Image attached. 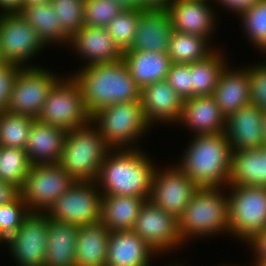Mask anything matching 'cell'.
<instances>
[{
	"instance_id": "cell-51",
	"label": "cell",
	"mask_w": 266,
	"mask_h": 266,
	"mask_svg": "<svg viewBox=\"0 0 266 266\" xmlns=\"http://www.w3.org/2000/svg\"><path fill=\"white\" fill-rule=\"evenodd\" d=\"M7 240L5 239V237L0 233V244L1 243H5L6 244Z\"/></svg>"
},
{
	"instance_id": "cell-43",
	"label": "cell",
	"mask_w": 266,
	"mask_h": 266,
	"mask_svg": "<svg viewBox=\"0 0 266 266\" xmlns=\"http://www.w3.org/2000/svg\"><path fill=\"white\" fill-rule=\"evenodd\" d=\"M247 244L250 245L255 257L251 266H260L266 261V229L256 234Z\"/></svg>"
},
{
	"instance_id": "cell-47",
	"label": "cell",
	"mask_w": 266,
	"mask_h": 266,
	"mask_svg": "<svg viewBox=\"0 0 266 266\" xmlns=\"http://www.w3.org/2000/svg\"><path fill=\"white\" fill-rule=\"evenodd\" d=\"M172 0H139L143 8H166Z\"/></svg>"
},
{
	"instance_id": "cell-38",
	"label": "cell",
	"mask_w": 266,
	"mask_h": 266,
	"mask_svg": "<svg viewBox=\"0 0 266 266\" xmlns=\"http://www.w3.org/2000/svg\"><path fill=\"white\" fill-rule=\"evenodd\" d=\"M121 10L113 0H84V25L106 28Z\"/></svg>"
},
{
	"instance_id": "cell-54",
	"label": "cell",
	"mask_w": 266,
	"mask_h": 266,
	"mask_svg": "<svg viewBox=\"0 0 266 266\" xmlns=\"http://www.w3.org/2000/svg\"><path fill=\"white\" fill-rule=\"evenodd\" d=\"M173 266V265H172ZM174 266H183V265H181L180 263L177 265L176 263H175V265Z\"/></svg>"
},
{
	"instance_id": "cell-45",
	"label": "cell",
	"mask_w": 266,
	"mask_h": 266,
	"mask_svg": "<svg viewBox=\"0 0 266 266\" xmlns=\"http://www.w3.org/2000/svg\"><path fill=\"white\" fill-rule=\"evenodd\" d=\"M19 195V188L11 183L0 181V206L12 202Z\"/></svg>"
},
{
	"instance_id": "cell-27",
	"label": "cell",
	"mask_w": 266,
	"mask_h": 266,
	"mask_svg": "<svg viewBox=\"0 0 266 266\" xmlns=\"http://www.w3.org/2000/svg\"><path fill=\"white\" fill-rule=\"evenodd\" d=\"M109 234L101 221L79 226L75 266H106Z\"/></svg>"
},
{
	"instance_id": "cell-14",
	"label": "cell",
	"mask_w": 266,
	"mask_h": 266,
	"mask_svg": "<svg viewBox=\"0 0 266 266\" xmlns=\"http://www.w3.org/2000/svg\"><path fill=\"white\" fill-rule=\"evenodd\" d=\"M132 230L158 255H164L168 250L172 252L184 245L179 233L178 219L149 200L141 206Z\"/></svg>"
},
{
	"instance_id": "cell-46",
	"label": "cell",
	"mask_w": 266,
	"mask_h": 266,
	"mask_svg": "<svg viewBox=\"0 0 266 266\" xmlns=\"http://www.w3.org/2000/svg\"><path fill=\"white\" fill-rule=\"evenodd\" d=\"M24 7V0H0L2 13H20Z\"/></svg>"
},
{
	"instance_id": "cell-1",
	"label": "cell",
	"mask_w": 266,
	"mask_h": 266,
	"mask_svg": "<svg viewBox=\"0 0 266 266\" xmlns=\"http://www.w3.org/2000/svg\"><path fill=\"white\" fill-rule=\"evenodd\" d=\"M73 74L79 83L83 102L90 116L109 105L140 100L141 88L131 77L123 59L84 66Z\"/></svg>"
},
{
	"instance_id": "cell-42",
	"label": "cell",
	"mask_w": 266,
	"mask_h": 266,
	"mask_svg": "<svg viewBox=\"0 0 266 266\" xmlns=\"http://www.w3.org/2000/svg\"><path fill=\"white\" fill-rule=\"evenodd\" d=\"M21 66L11 63L0 65V111H5L10 100L16 75Z\"/></svg>"
},
{
	"instance_id": "cell-41",
	"label": "cell",
	"mask_w": 266,
	"mask_h": 266,
	"mask_svg": "<svg viewBox=\"0 0 266 266\" xmlns=\"http://www.w3.org/2000/svg\"><path fill=\"white\" fill-rule=\"evenodd\" d=\"M166 80L184 100L191 98V64L172 63Z\"/></svg>"
},
{
	"instance_id": "cell-4",
	"label": "cell",
	"mask_w": 266,
	"mask_h": 266,
	"mask_svg": "<svg viewBox=\"0 0 266 266\" xmlns=\"http://www.w3.org/2000/svg\"><path fill=\"white\" fill-rule=\"evenodd\" d=\"M110 149L99 128L90 120L84 126L67 131L58 164L76 182H93Z\"/></svg>"
},
{
	"instance_id": "cell-52",
	"label": "cell",
	"mask_w": 266,
	"mask_h": 266,
	"mask_svg": "<svg viewBox=\"0 0 266 266\" xmlns=\"http://www.w3.org/2000/svg\"><path fill=\"white\" fill-rule=\"evenodd\" d=\"M3 63H5L2 59L1 53H0V65H2Z\"/></svg>"
},
{
	"instance_id": "cell-49",
	"label": "cell",
	"mask_w": 266,
	"mask_h": 266,
	"mask_svg": "<svg viewBox=\"0 0 266 266\" xmlns=\"http://www.w3.org/2000/svg\"><path fill=\"white\" fill-rule=\"evenodd\" d=\"M262 132H263V142H264V146H266V111L263 112Z\"/></svg>"
},
{
	"instance_id": "cell-33",
	"label": "cell",
	"mask_w": 266,
	"mask_h": 266,
	"mask_svg": "<svg viewBox=\"0 0 266 266\" xmlns=\"http://www.w3.org/2000/svg\"><path fill=\"white\" fill-rule=\"evenodd\" d=\"M35 120L30 116L0 111V146L25 149Z\"/></svg>"
},
{
	"instance_id": "cell-16",
	"label": "cell",
	"mask_w": 266,
	"mask_h": 266,
	"mask_svg": "<svg viewBox=\"0 0 266 266\" xmlns=\"http://www.w3.org/2000/svg\"><path fill=\"white\" fill-rule=\"evenodd\" d=\"M208 2V0H172L165 9L169 13L173 29L210 40L216 30L217 18H214L215 11Z\"/></svg>"
},
{
	"instance_id": "cell-25",
	"label": "cell",
	"mask_w": 266,
	"mask_h": 266,
	"mask_svg": "<svg viewBox=\"0 0 266 266\" xmlns=\"http://www.w3.org/2000/svg\"><path fill=\"white\" fill-rule=\"evenodd\" d=\"M129 68L131 77L143 87L167 79L171 59L167 53L127 50L122 58Z\"/></svg>"
},
{
	"instance_id": "cell-17",
	"label": "cell",
	"mask_w": 266,
	"mask_h": 266,
	"mask_svg": "<svg viewBox=\"0 0 266 266\" xmlns=\"http://www.w3.org/2000/svg\"><path fill=\"white\" fill-rule=\"evenodd\" d=\"M140 101L147 122L176 124L180 120L184 99L167 80L151 83L141 89ZM171 122V123H170Z\"/></svg>"
},
{
	"instance_id": "cell-31",
	"label": "cell",
	"mask_w": 266,
	"mask_h": 266,
	"mask_svg": "<svg viewBox=\"0 0 266 266\" xmlns=\"http://www.w3.org/2000/svg\"><path fill=\"white\" fill-rule=\"evenodd\" d=\"M209 39L173 30L167 54L172 63L191 64L201 61L215 51L209 46Z\"/></svg>"
},
{
	"instance_id": "cell-8",
	"label": "cell",
	"mask_w": 266,
	"mask_h": 266,
	"mask_svg": "<svg viewBox=\"0 0 266 266\" xmlns=\"http://www.w3.org/2000/svg\"><path fill=\"white\" fill-rule=\"evenodd\" d=\"M68 77H61L54 84L36 118L67 131L84 126L91 120L83 102L79 83L71 74Z\"/></svg>"
},
{
	"instance_id": "cell-28",
	"label": "cell",
	"mask_w": 266,
	"mask_h": 266,
	"mask_svg": "<svg viewBox=\"0 0 266 266\" xmlns=\"http://www.w3.org/2000/svg\"><path fill=\"white\" fill-rule=\"evenodd\" d=\"M228 184L266 187V146L232 151Z\"/></svg>"
},
{
	"instance_id": "cell-12",
	"label": "cell",
	"mask_w": 266,
	"mask_h": 266,
	"mask_svg": "<svg viewBox=\"0 0 266 266\" xmlns=\"http://www.w3.org/2000/svg\"><path fill=\"white\" fill-rule=\"evenodd\" d=\"M45 47L21 13H0V53L5 63L30 67L27 61Z\"/></svg>"
},
{
	"instance_id": "cell-11",
	"label": "cell",
	"mask_w": 266,
	"mask_h": 266,
	"mask_svg": "<svg viewBox=\"0 0 266 266\" xmlns=\"http://www.w3.org/2000/svg\"><path fill=\"white\" fill-rule=\"evenodd\" d=\"M52 71L37 66L21 67L5 111L37 118L54 84L60 79Z\"/></svg>"
},
{
	"instance_id": "cell-7",
	"label": "cell",
	"mask_w": 266,
	"mask_h": 266,
	"mask_svg": "<svg viewBox=\"0 0 266 266\" xmlns=\"http://www.w3.org/2000/svg\"><path fill=\"white\" fill-rule=\"evenodd\" d=\"M229 233L244 243L266 229V187L227 185Z\"/></svg>"
},
{
	"instance_id": "cell-37",
	"label": "cell",
	"mask_w": 266,
	"mask_h": 266,
	"mask_svg": "<svg viewBox=\"0 0 266 266\" xmlns=\"http://www.w3.org/2000/svg\"><path fill=\"white\" fill-rule=\"evenodd\" d=\"M51 4L69 38L84 26V0H51Z\"/></svg>"
},
{
	"instance_id": "cell-44",
	"label": "cell",
	"mask_w": 266,
	"mask_h": 266,
	"mask_svg": "<svg viewBox=\"0 0 266 266\" xmlns=\"http://www.w3.org/2000/svg\"><path fill=\"white\" fill-rule=\"evenodd\" d=\"M217 4L226 7L228 11L235 12L236 15H239L242 11L248 9L249 7L253 6L260 0H213Z\"/></svg>"
},
{
	"instance_id": "cell-23",
	"label": "cell",
	"mask_w": 266,
	"mask_h": 266,
	"mask_svg": "<svg viewBox=\"0 0 266 266\" xmlns=\"http://www.w3.org/2000/svg\"><path fill=\"white\" fill-rule=\"evenodd\" d=\"M67 130L35 120L29 132L26 153L32 165L59 163Z\"/></svg>"
},
{
	"instance_id": "cell-40",
	"label": "cell",
	"mask_w": 266,
	"mask_h": 266,
	"mask_svg": "<svg viewBox=\"0 0 266 266\" xmlns=\"http://www.w3.org/2000/svg\"><path fill=\"white\" fill-rule=\"evenodd\" d=\"M263 62V63H262ZM249 65L250 100L261 111H266V61Z\"/></svg>"
},
{
	"instance_id": "cell-3",
	"label": "cell",
	"mask_w": 266,
	"mask_h": 266,
	"mask_svg": "<svg viewBox=\"0 0 266 266\" xmlns=\"http://www.w3.org/2000/svg\"><path fill=\"white\" fill-rule=\"evenodd\" d=\"M191 139L177 166L198 188H226L232 149L225 133L198 135Z\"/></svg>"
},
{
	"instance_id": "cell-39",
	"label": "cell",
	"mask_w": 266,
	"mask_h": 266,
	"mask_svg": "<svg viewBox=\"0 0 266 266\" xmlns=\"http://www.w3.org/2000/svg\"><path fill=\"white\" fill-rule=\"evenodd\" d=\"M30 213L20 195L12 202L0 206V233L6 240L14 235Z\"/></svg>"
},
{
	"instance_id": "cell-48",
	"label": "cell",
	"mask_w": 266,
	"mask_h": 266,
	"mask_svg": "<svg viewBox=\"0 0 266 266\" xmlns=\"http://www.w3.org/2000/svg\"><path fill=\"white\" fill-rule=\"evenodd\" d=\"M122 9H143L140 5L139 0H113Z\"/></svg>"
},
{
	"instance_id": "cell-5",
	"label": "cell",
	"mask_w": 266,
	"mask_h": 266,
	"mask_svg": "<svg viewBox=\"0 0 266 266\" xmlns=\"http://www.w3.org/2000/svg\"><path fill=\"white\" fill-rule=\"evenodd\" d=\"M222 188H198L195 191L178 218L179 233L184 243L188 238L190 241L194 237L229 233L228 193Z\"/></svg>"
},
{
	"instance_id": "cell-24",
	"label": "cell",
	"mask_w": 266,
	"mask_h": 266,
	"mask_svg": "<svg viewBox=\"0 0 266 266\" xmlns=\"http://www.w3.org/2000/svg\"><path fill=\"white\" fill-rule=\"evenodd\" d=\"M213 96L221 113L228 117L238 109L251 104L250 80L247 68H229L221 71Z\"/></svg>"
},
{
	"instance_id": "cell-10",
	"label": "cell",
	"mask_w": 266,
	"mask_h": 266,
	"mask_svg": "<svg viewBox=\"0 0 266 266\" xmlns=\"http://www.w3.org/2000/svg\"><path fill=\"white\" fill-rule=\"evenodd\" d=\"M96 181L75 182L49 208L50 219L76 226L98 223L101 219L102 193Z\"/></svg>"
},
{
	"instance_id": "cell-36",
	"label": "cell",
	"mask_w": 266,
	"mask_h": 266,
	"mask_svg": "<svg viewBox=\"0 0 266 266\" xmlns=\"http://www.w3.org/2000/svg\"><path fill=\"white\" fill-rule=\"evenodd\" d=\"M139 22V9H123L106 26L122 52L131 49Z\"/></svg>"
},
{
	"instance_id": "cell-26",
	"label": "cell",
	"mask_w": 266,
	"mask_h": 266,
	"mask_svg": "<svg viewBox=\"0 0 266 266\" xmlns=\"http://www.w3.org/2000/svg\"><path fill=\"white\" fill-rule=\"evenodd\" d=\"M79 226L49 218L44 266H75Z\"/></svg>"
},
{
	"instance_id": "cell-18",
	"label": "cell",
	"mask_w": 266,
	"mask_h": 266,
	"mask_svg": "<svg viewBox=\"0 0 266 266\" xmlns=\"http://www.w3.org/2000/svg\"><path fill=\"white\" fill-rule=\"evenodd\" d=\"M263 111L248 104L226 117L224 133L232 151L257 149L263 142Z\"/></svg>"
},
{
	"instance_id": "cell-9",
	"label": "cell",
	"mask_w": 266,
	"mask_h": 266,
	"mask_svg": "<svg viewBox=\"0 0 266 266\" xmlns=\"http://www.w3.org/2000/svg\"><path fill=\"white\" fill-rule=\"evenodd\" d=\"M75 182L58 163L32 165L19 192L30 212L46 213Z\"/></svg>"
},
{
	"instance_id": "cell-6",
	"label": "cell",
	"mask_w": 266,
	"mask_h": 266,
	"mask_svg": "<svg viewBox=\"0 0 266 266\" xmlns=\"http://www.w3.org/2000/svg\"><path fill=\"white\" fill-rule=\"evenodd\" d=\"M91 121L111 149L134 148L132 144L151 128L140 100L104 107L91 116Z\"/></svg>"
},
{
	"instance_id": "cell-15",
	"label": "cell",
	"mask_w": 266,
	"mask_h": 266,
	"mask_svg": "<svg viewBox=\"0 0 266 266\" xmlns=\"http://www.w3.org/2000/svg\"><path fill=\"white\" fill-rule=\"evenodd\" d=\"M49 216L31 212L18 230L7 239V249L18 266H44Z\"/></svg>"
},
{
	"instance_id": "cell-30",
	"label": "cell",
	"mask_w": 266,
	"mask_h": 266,
	"mask_svg": "<svg viewBox=\"0 0 266 266\" xmlns=\"http://www.w3.org/2000/svg\"><path fill=\"white\" fill-rule=\"evenodd\" d=\"M20 13L35 29L45 46L68 45L69 37L63 32L61 21H59L51 2L24 5Z\"/></svg>"
},
{
	"instance_id": "cell-13",
	"label": "cell",
	"mask_w": 266,
	"mask_h": 266,
	"mask_svg": "<svg viewBox=\"0 0 266 266\" xmlns=\"http://www.w3.org/2000/svg\"><path fill=\"white\" fill-rule=\"evenodd\" d=\"M162 168H155L148 200L178 219L198 187L176 164Z\"/></svg>"
},
{
	"instance_id": "cell-34",
	"label": "cell",
	"mask_w": 266,
	"mask_h": 266,
	"mask_svg": "<svg viewBox=\"0 0 266 266\" xmlns=\"http://www.w3.org/2000/svg\"><path fill=\"white\" fill-rule=\"evenodd\" d=\"M31 166L25 149L0 146V181L20 189Z\"/></svg>"
},
{
	"instance_id": "cell-21",
	"label": "cell",
	"mask_w": 266,
	"mask_h": 266,
	"mask_svg": "<svg viewBox=\"0 0 266 266\" xmlns=\"http://www.w3.org/2000/svg\"><path fill=\"white\" fill-rule=\"evenodd\" d=\"M157 253L133 230L110 231L106 266H150Z\"/></svg>"
},
{
	"instance_id": "cell-29",
	"label": "cell",
	"mask_w": 266,
	"mask_h": 266,
	"mask_svg": "<svg viewBox=\"0 0 266 266\" xmlns=\"http://www.w3.org/2000/svg\"><path fill=\"white\" fill-rule=\"evenodd\" d=\"M145 201L135 196L103 195L100 221L109 231L132 230Z\"/></svg>"
},
{
	"instance_id": "cell-32",
	"label": "cell",
	"mask_w": 266,
	"mask_h": 266,
	"mask_svg": "<svg viewBox=\"0 0 266 266\" xmlns=\"http://www.w3.org/2000/svg\"><path fill=\"white\" fill-rule=\"evenodd\" d=\"M226 63L219 49L205 59L191 63V97L213 95Z\"/></svg>"
},
{
	"instance_id": "cell-50",
	"label": "cell",
	"mask_w": 266,
	"mask_h": 266,
	"mask_svg": "<svg viewBox=\"0 0 266 266\" xmlns=\"http://www.w3.org/2000/svg\"><path fill=\"white\" fill-rule=\"evenodd\" d=\"M45 2H51V0H24V5H35Z\"/></svg>"
},
{
	"instance_id": "cell-53",
	"label": "cell",
	"mask_w": 266,
	"mask_h": 266,
	"mask_svg": "<svg viewBox=\"0 0 266 266\" xmlns=\"http://www.w3.org/2000/svg\"><path fill=\"white\" fill-rule=\"evenodd\" d=\"M260 266H266V261L263 262Z\"/></svg>"
},
{
	"instance_id": "cell-22",
	"label": "cell",
	"mask_w": 266,
	"mask_h": 266,
	"mask_svg": "<svg viewBox=\"0 0 266 266\" xmlns=\"http://www.w3.org/2000/svg\"><path fill=\"white\" fill-rule=\"evenodd\" d=\"M225 121L213 95L194 96L184 100L178 124L183 123L192 129V136H198L224 132Z\"/></svg>"
},
{
	"instance_id": "cell-2",
	"label": "cell",
	"mask_w": 266,
	"mask_h": 266,
	"mask_svg": "<svg viewBox=\"0 0 266 266\" xmlns=\"http://www.w3.org/2000/svg\"><path fill=\"white\" fill-rule=\"evenodd\" d=\"M136 148L110 149L101 164L96 183L102 195L150 196L156 163Z\"/></svg>"
},
{
	"instance_id": "cell-19",
	"label": "cell",
	"mask_w": 266,
	"mask_h": 266,
	"mask_svg": "<svg viewBox=\"0 0 266 266\" xmlns=\"http://www.w3.org/2000/svg\"><path fill=\"white\" fill-rule=\"evenodd\" d=\"M173 30L165 8L139 9V22L129 50L167 53Z\"/></svg>"
},
{
	"instance_id": "cell-20",
	"label": "cell",
	"mask_w": 266,
	"mask_h": 266,
	"mask_svg": "<svg viewBox=\"0 0 266 266\" xmlns=\"http://www.w3.org/2000/svg\"><path fill=\"white\" fill-rule=\"evenodd\" d=\"M71 46L81 59L87 61L85 66L111 63L123 58V52L106 28L84 25L69 38L68 47Z\"/></svg>"
},
{
	"instance_id": "cell-35",
	"label": "cell",
	"mask_w": 266,
	"mask_h": 266,
	"mask_svg": "<svg viewBox=\"0 0 266 266\" xmlns=\"http://www.w3.org/2000/svg\"><path fill=\"white\" fill-rule=\"evenodd\" d=\"M248 41L266 54V0H260L238 15Z\"/></svg>"
}]
</instances>
